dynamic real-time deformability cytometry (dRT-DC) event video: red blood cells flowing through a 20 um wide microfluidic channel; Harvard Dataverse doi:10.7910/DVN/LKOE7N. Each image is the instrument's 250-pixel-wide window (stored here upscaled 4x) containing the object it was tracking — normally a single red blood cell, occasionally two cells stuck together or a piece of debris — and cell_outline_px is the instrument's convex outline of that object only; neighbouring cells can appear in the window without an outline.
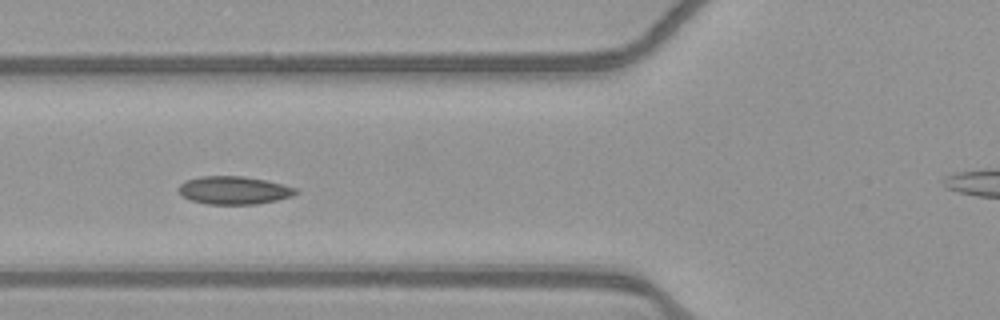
{"species": "common noctule bat (a hibernating species)", "species_latin": "Nyctalus noctula", "temperature_condition": "warm", "stored_images_in_passage": 14, "camera_frame_rate_fps": 3000, "um_per_image_px": 0.085, "animal": {"sex": "female", "body_mass_g": 21.9}, "frame": {"image": 1, "passage_image": 5, "time_ms": 1.333, "image_size_px": [1000, 320], "cell_outline_px": [[300, 192], [292, 196], [276, 200], [256, 204], [208, 204], [192, 200], [184, 196], [180, 192], [180, 184], [188, 180], [200, 176], [244, 176], [264, 180], [296, 188]], "centroid_in_image_um": [19.92, 16.17], "position_along_channel_um": 105.9, "area_um2": 18.79}}
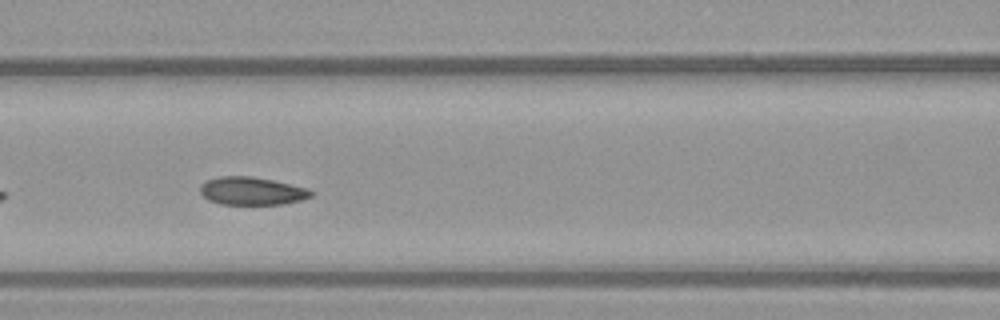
{"frame": {"image": 2, "passage_image": 8, "time_ms": 2.333, "image_size_px": [1000, 320], "cell_outline_px": [[316, 192], [312, 196], [300, 200], [284, 204], [220, 204], [208, 200], [200, 192], [200, 184], [208, 180], [220, 176], [252, 176], [272, 180], [308, 188]], "centroid_in_image_um": [21.42, 16.23], "position_along_channel_um": 145.2, "area_um2": 18.09}}